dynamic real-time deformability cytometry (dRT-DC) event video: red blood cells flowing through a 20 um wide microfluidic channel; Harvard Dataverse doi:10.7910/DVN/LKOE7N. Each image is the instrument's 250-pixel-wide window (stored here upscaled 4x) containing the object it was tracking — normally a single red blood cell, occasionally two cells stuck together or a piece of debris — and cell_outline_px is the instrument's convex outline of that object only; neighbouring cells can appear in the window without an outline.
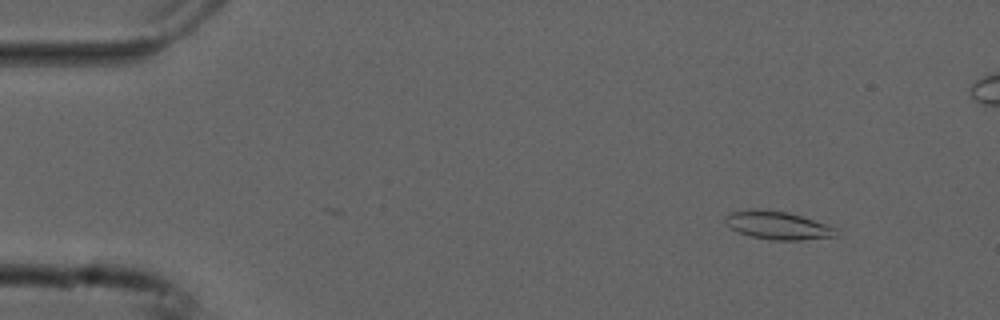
{"species": "common noctule bat (a hibernating species)", "species_latin": "Nyctalus noctula", "temperature_condition": "cold", "stored_images_in_passage": 42, "camera_frame_rate_fps": 3000, "um_per_image_px": 0.085, "animal": {"sex": "male", "forearm_length_mm": 52.5}, "frame": {"image": 1, "passage_image": 2, "time_ms": 0.333, "image_size_px": [1000, 320], "cell_outline_px": [[840, 232], [836, 236], [800, 240], [772, 240], [748, 236], [736, 232], [724, 224], [724, 216], [732, 212], [788, 212], [836, 228]], "centroid_in_image_um": [66.11, 19.22], "position_along_channel_um": 18.9, "area_um2": 17.46}}
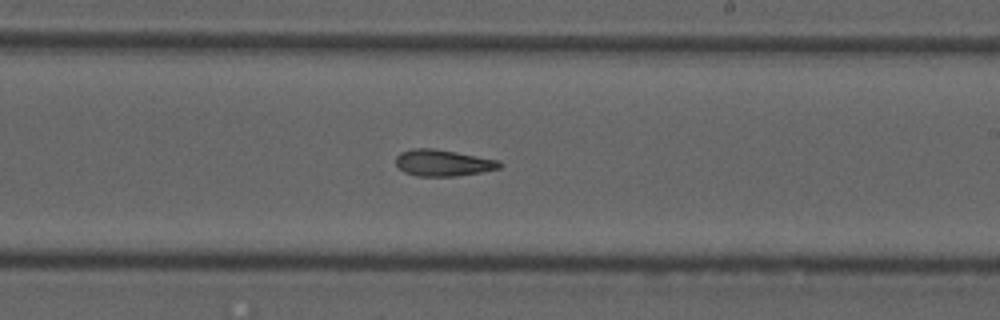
{"frame": {"image": 2, "passage_image": 28, "time_ms": 9.0, "image_size_px": [1000, 320], "cell_outline_px": [[504, 164], [500, 168], [480, 172], [456, 176], [416, 176], [404, 172], [396, 164], [396, 156], [400, 152], [412, 148], [432, 148], [456, 152], [500, 160]], "centroid_in_image_um": [37.66, 13.84], "position_along_channel_um": 251.3, "area_um2": 16.07}}
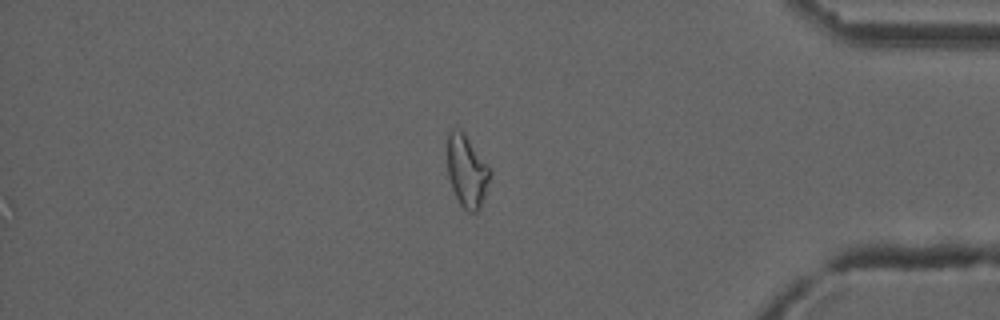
{"frame": {"image": 3, "passage_image": 42, "time_ms": 13.667, "image_size_px": [1000, 320], "cell_outline_px": [[492, 172], [480, 208], [476, 212], [468, 212], [460, 204], [452, 188], [448, 176], [448, 132], [464, 132]], "centroid_in_image_um": [39.69, 14.6], "position_along_channel_um": 395.5, "area_um2": 17.4}, "authors_computed_cell_mechanics": {"area_um2": 17.0799, "velocity_mm_per_s": 3.7659, "shape_relaxation_time_tau1_ms": null, "shape_relaxation_time_tau2_ms": 10.1851, "deformation_change_tau1": null, "deformation_change_tau2": 0.2174}}